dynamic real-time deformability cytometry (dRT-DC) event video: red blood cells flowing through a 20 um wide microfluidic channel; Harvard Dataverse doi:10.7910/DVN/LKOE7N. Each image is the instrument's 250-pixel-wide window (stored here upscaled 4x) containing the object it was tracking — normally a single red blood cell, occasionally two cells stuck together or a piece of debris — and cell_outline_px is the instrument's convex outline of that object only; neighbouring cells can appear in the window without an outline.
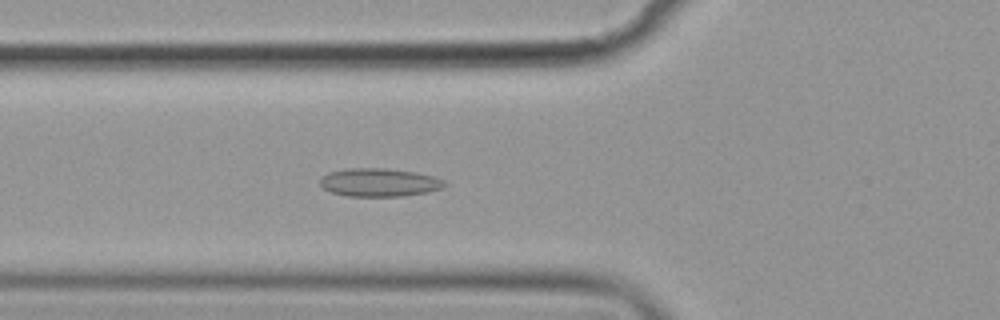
{"species": "common noctule bat (a hibernating species)", "species_latin": "Nyctalus noctula", "temperature_condition": "cold", "stored_images_in_passage": 42, "camera_frame_rate_fps": 3000, "um_per_image_px": 0.085, "animal": {"sex": "female", "body_mass_g": 19.9}, "frame": {"image": 1, "passage_image": 12, "time_ms": 3.667, "image_size_px": [1000, 320], "cell_outline_px": [[448, 184], [440, 188], [428, 192], [404, 196], [348, 196], [332, 192], [324, 188], [320, 184], [320, 180], [328, 172], [348, 168], [388, 168], [416, 172], [432, 176], [444, 180]], "centroid_in_image_um": [32.25, 15.5], "position_along_channel_um": 93.5, "area_um2": 20.46}}
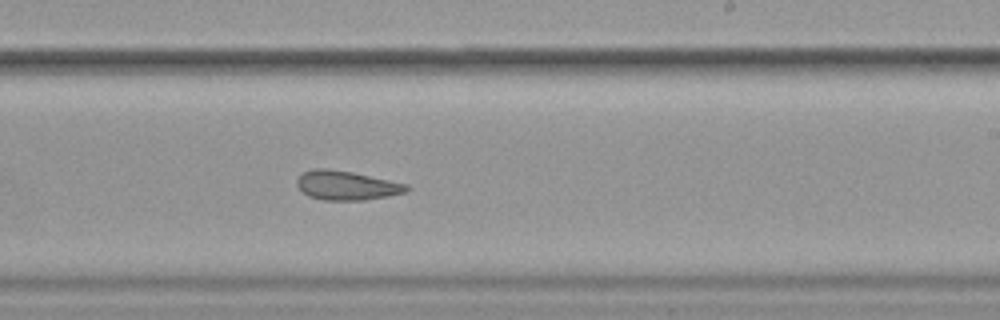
{"frame": {"image": 2, "passage_image": 26, "time_ms": 8.333, "image_size_px": [1000, 320], "cell_outline_px": [[412, 188], [408, 192], [388, 196], [364, 200], [324, 200], [308, 196], [296, 184], [296, 180], [304, 172], [312, 168], [328, 168], [352, 172], [408, 184]], "centroid_in_image_um": [29.49, 15.76], "position_along_channel_um": 259.5, "area_um2": 18.73}}
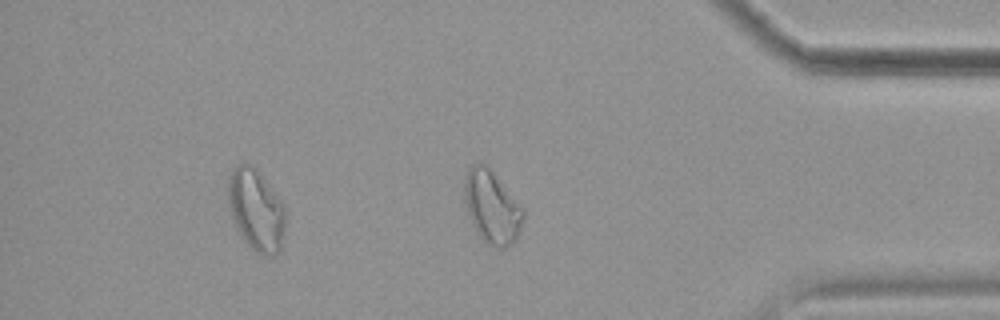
{"frame": {"image": 3, "passage_image": 39, "time_ms": 12.667, "image_size_px": [1000, 320], "cell_outline_px": [[284, 228], [280, 248], [272, 256], [264, 256], [256, 252], [244, 240], [232, 216], [228, 196], [228, 176], [232, 168], [240, 164], [248, 164], [264, 180], [284, 204]], "centroid_in_image_um": [21.75, 17.86], "position_along_channel_um": 413.4, "area_um2": 26.3}, "authors_computed_cell_mechanics": {"area_um2": 19.5653, "velocity_mm_per_s": 3.5622, "shape_relaxation_time_tau1_ms": null, "shape_relaxation_time_tau2_ms": 3.1692, "deformation_change_tau1": null, "deformation_change_tau2": 0.101}}